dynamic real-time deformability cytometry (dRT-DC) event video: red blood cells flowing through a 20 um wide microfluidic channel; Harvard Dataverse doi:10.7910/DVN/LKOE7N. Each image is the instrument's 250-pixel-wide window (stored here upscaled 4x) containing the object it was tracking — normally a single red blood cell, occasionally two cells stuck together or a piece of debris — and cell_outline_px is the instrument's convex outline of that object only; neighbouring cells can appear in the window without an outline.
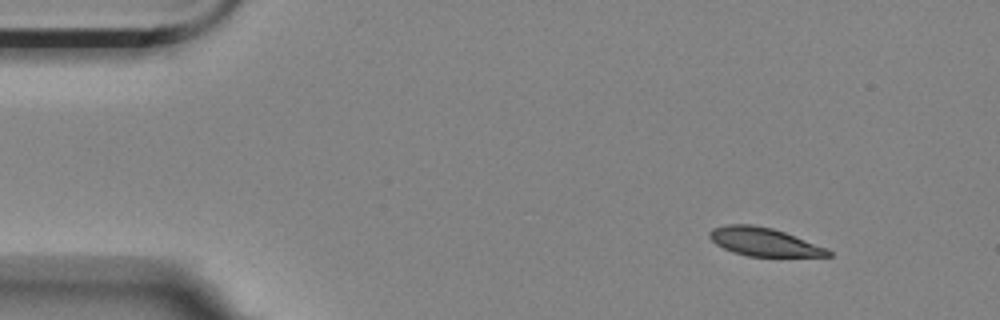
{"species": "Egyptian fruit bat (a non-hibernating species)", "species_latin": "Rousettus aegyptiacus", "temperature_condition": "room temperature", "stored_images_in_passage": 5, "segment_of_instrument_passage": [1, 2], "camera_frame_rate_fps": 3000, "um_per_image_px": 0.085, "animal": {"sex": "female"}, "frame": {"image": 1, "passage_image": 1, "time_ms": 0.0, "image_size_px": [1000, 320], "cell_outline_px": [[832, 256], [748, 256], [732, 252], [716, 244], [708, 236], [708, 232], [712, 228], [728, 224], [752, 224], [772, 228], [784, 232], [824, 248], [832, 252]], "centroid_in_image_um": [64.85, 20.55], "position_along_channel_um": 20.1, "area_um2": 19.25}}
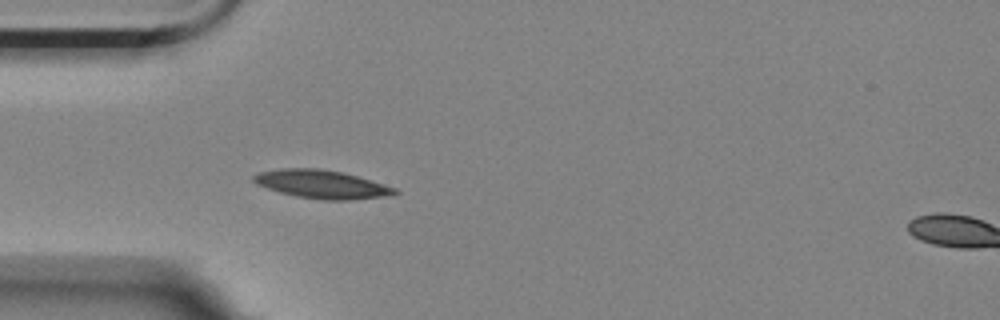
{"frame": {"image": 2, "passage_image": 4, "time_ms": 1.0, "image_size_px": [1000, 320], "cell_outline_px": [[400, 192], [392, 196], [352, 200], [320, 200], [296, 196], [280, 192], [256, 184], [252, 180], [252, 176], [260, 172], [280, 168], [320, 168], [344, 172], [396, 188]], "centroid_in_image_um": [27.38, 15.67], "position_along_channel_um": 57.6, "area_um2": 23.52}}